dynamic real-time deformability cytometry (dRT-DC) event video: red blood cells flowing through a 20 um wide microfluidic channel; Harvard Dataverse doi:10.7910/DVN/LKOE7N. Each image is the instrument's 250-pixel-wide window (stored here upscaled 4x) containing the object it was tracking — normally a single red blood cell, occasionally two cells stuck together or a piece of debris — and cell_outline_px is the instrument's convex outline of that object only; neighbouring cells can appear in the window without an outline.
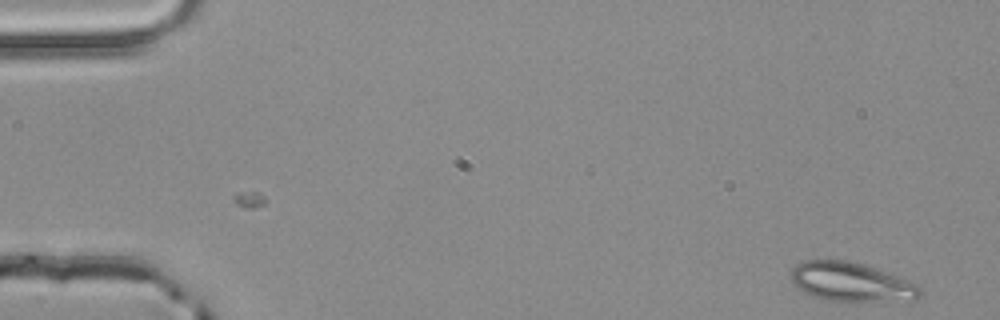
{"species": "common noctule bat (a hibernating species)", "species_latin": "Nyctalus noctula", "temperature_condition": "room temperature", "stored_images_in_passage": 4, "camera_frame_rate_fps": 3000, "um_per_image_px": 0.085, "animal": {"sex": "male", "body_mass_g": 20.4}, "frame": {"image": 1, "passage_image": 1, "time_ms": 0.0, "image_size_px": [1000, 320], "cell_outline_px": [[924, 292], [916, 300], [820, 300], [796, 288], [792, 284], [792, 268], [796, 264], [804, 260], [848, 260], [904, 276], [920, 284], [924, 288]], "centroid_in_image_um": [72.43, 23.96], "position_along_channel_um": 12.6, "area_um2": 29.88}}